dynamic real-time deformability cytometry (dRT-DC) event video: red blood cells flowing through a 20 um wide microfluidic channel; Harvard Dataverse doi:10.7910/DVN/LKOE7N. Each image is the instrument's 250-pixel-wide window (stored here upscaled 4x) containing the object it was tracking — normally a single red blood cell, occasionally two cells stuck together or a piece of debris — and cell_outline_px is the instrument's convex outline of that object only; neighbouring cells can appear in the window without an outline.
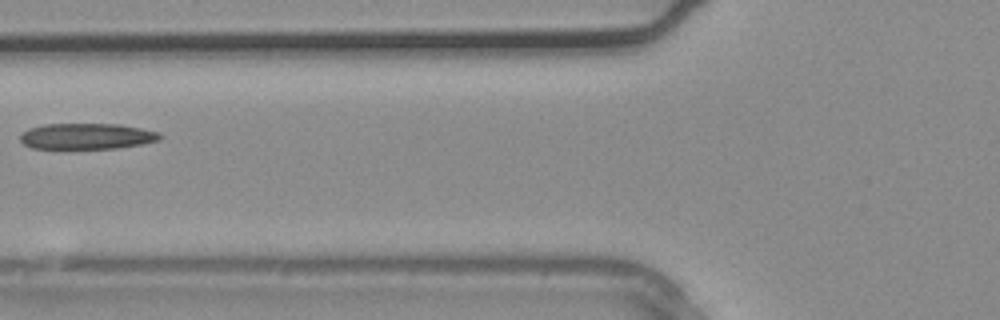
{"species": "common noctule bat (a hibernating species)", "species_latin": "Nyctalus noctula", "temperature_condition": "warm", "stored_images_in_passage": 3, "camera_frame_rate_fps": 3000, "um_per_image_px": 0.085, "animal": {"sex": "male", "body_mass_g": 20.4}, "frame": {"image": 1, "passage_image": 3, "time_ms": 0.667, "image_size_px": [1000, 320], "cell_outline_px": [[164, 136], [160, 140], [144, 144], [116, 148], [32, 148], [24, 144], [20, 140], [20, 136], [28, 128], [44, 124], [120, 124], [160, 132]], "centroid_in_image_um": [7.43, 11.57], "position_along_channel_um": 118.4, "area_um2": 21.15}}